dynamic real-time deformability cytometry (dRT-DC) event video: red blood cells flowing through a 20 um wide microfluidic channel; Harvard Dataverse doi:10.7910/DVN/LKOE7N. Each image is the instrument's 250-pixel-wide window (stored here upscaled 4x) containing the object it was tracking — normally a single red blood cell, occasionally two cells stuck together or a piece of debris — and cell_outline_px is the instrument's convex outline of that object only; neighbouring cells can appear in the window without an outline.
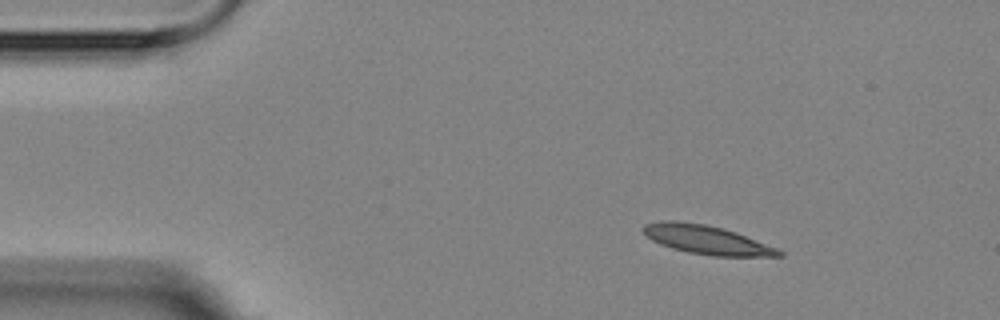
{"species": "Egyptian fruit bat (a non-hibernating species)", "species_latin": "Rousettus aegyptiacus", "temperature_condition": "room temperature", "stored_images_in_passage": 8, "camera_frame_rate_fps": 3000, "um_per_image_px": 0.085, "animal": {"sex": "female"}, "frame": {"image": 1, "passage_image": 2, "time_ms": 1.333, "image_size_px": [1000, 320], "cell_outline_px": [[784, 256], [712, 256], [688, 252], [672, 248], [660, 244], [652, 240], [640, 228], [644, 224], [664, 220], [676, 220], [704, 224], [724, 228], [736, 232], [776, 248], [784, 252]], "centroid_in_image_um": [60.04, 20.37], "position_along_channel_um": 25.0, "area_um2": 22.72}}
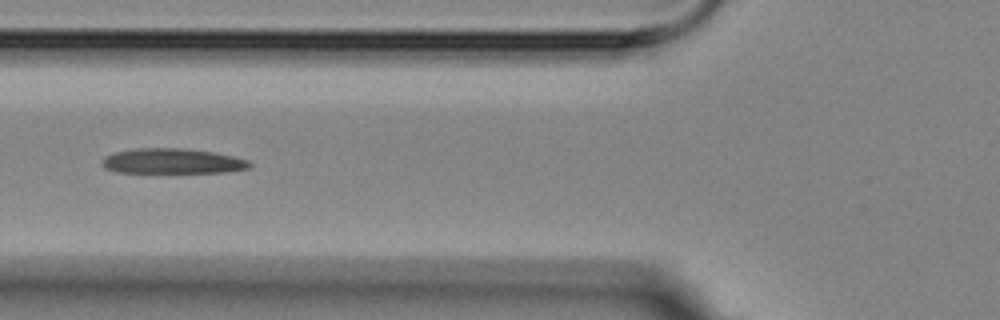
{"frame": {"image": 2, "passage_image": 6, "time_ms": 5.667, "image_size_px": [1000, 320], "cell_outline_px": [[252, 164], [248, 168], [228, 172], [116, 172], [104, 168], [100, 164], [104, 156], [116, 152], [136, 148], [180, 148], [212, 152], [232, 156], [248, 160]], "centroid_in_image_um": [14.61, 13.7], "position_along_channel_um": 111.2, "area_um2": 21.5}}
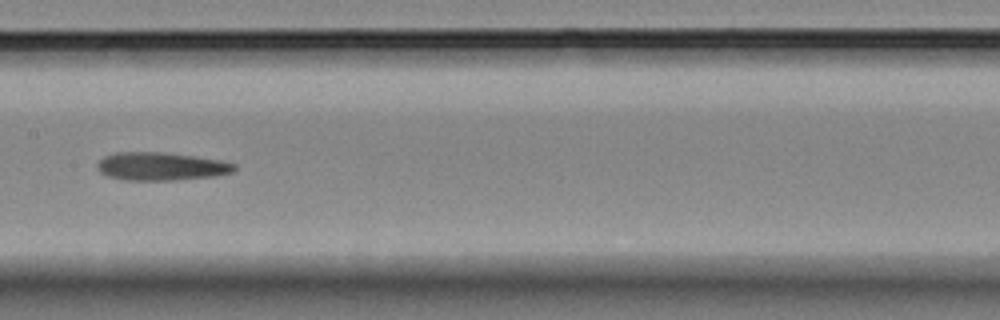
{"frame": {"image": 3, "passage_image": 8, "time_ms": 8.0, "image_size_px": [1000, 320], "cell_outline_px": [[236, 168], [232, 172], [212, 176], [176, 180], [124, 180], [108, 176], [100, 172], [96, 168], [96, 164], [104, 156], [116, 152], [164, 152], [196, 156], [224, 160], [236, 164]], "centroid_in_image_um": [13.69, 14.13], "position_along_channel_um": 193.7, "area_um2": 22.6}}